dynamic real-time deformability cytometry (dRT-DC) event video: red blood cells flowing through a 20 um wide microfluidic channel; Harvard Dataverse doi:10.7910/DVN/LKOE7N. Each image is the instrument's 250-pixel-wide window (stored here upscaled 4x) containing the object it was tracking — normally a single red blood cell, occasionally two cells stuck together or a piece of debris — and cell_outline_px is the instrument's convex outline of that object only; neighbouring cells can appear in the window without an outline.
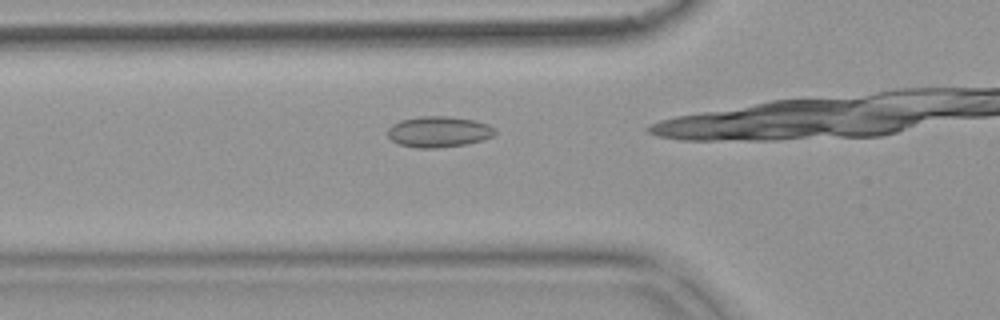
{"species": "common noctule bat (a hibernating species)", "species_latin": "Nyctalus noctula", "temperature_condition": "warm", "stored_images_in_passage": 36, "camera_frame_rate_fps": 3000, "um_per_image_px": 0.085, "animal": {"sex": "female", "body_mass_g": 18.4}, "frame": {"image": 1, "passage_image": 11, "time_ms": 3.333, "image_size_px": [1000, 320], "cell_outline_px": [[496, 132], [492, 136], [484, 140], [464, 144], [436, 148], [416, 148], [400, 144], [392, 140], [388, 136], [388, 128], [392, 124], [400, 120], [420, 116], [448, 116], [476, 120], [488, 124], [496, 128]], "centroid_in_image_um": [37.3, 11.19], "position_along_channel_um": 88.5, "area_um2": 19.42}}
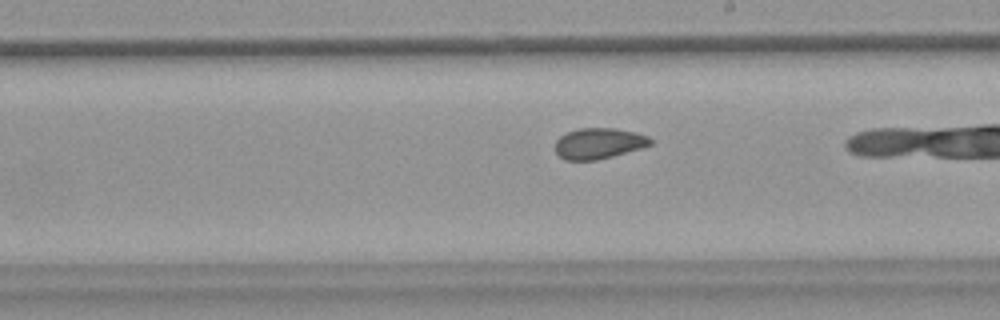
{"frame": {"image": 2, "passage_image": 23, "time_ms": 7.333, "image_size_px": [1000, 320], "cell_outline_px": [[652, 144], [640, 148], [612, 156], [596, 160], [564, 160], [556, 152], [556, 140], [560, 136], [568, 132], [580, 128], [616, 128], [636, 132], [648, 136], [652, 140]], "centroid_in_image_um": [50.9, 12.18], "position_along_channel_um": 238.1, "area_um2": 16.99}}
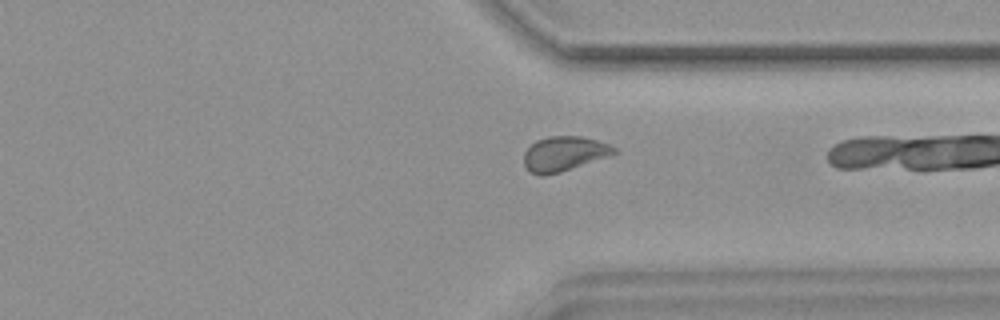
{"frame": {"image": 3, "passage_image": 33, "time_ms": 10.667, "image_size_px": [1000, 320], "cell_outline_px": [[616, 152], [608, 156], [560, 172], [544, 176], [540, 176], [528, 172], [524, 164], [524, 152], [536, 140], [548, 136], [580, 136], [596, 140], [608, 144], [616, 148]], "centroid_in_image_um": [47.89, 13.07], "position_along_channel_um": 363.5, "area_um2": 18.15}}